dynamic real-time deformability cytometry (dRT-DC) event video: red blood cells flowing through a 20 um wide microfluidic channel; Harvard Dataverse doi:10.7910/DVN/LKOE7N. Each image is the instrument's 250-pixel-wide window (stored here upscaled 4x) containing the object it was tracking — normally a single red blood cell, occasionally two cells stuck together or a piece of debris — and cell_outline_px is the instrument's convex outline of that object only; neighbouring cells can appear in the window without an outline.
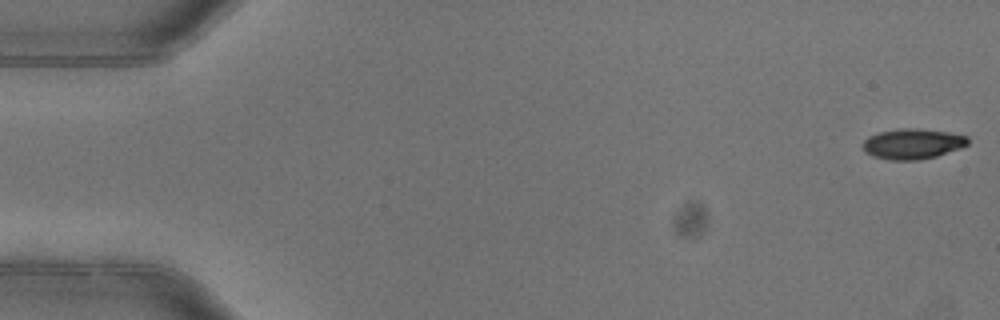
{"species": "common noctule bat (a hibernating species)", "species_latin": "Nyctalus noctula", "temperature_condition": "warm", "stored_images_in_passage": 5, "segment_of_instrument_passage": [1, 2], "camera_frame_rate_fps": 3000, "um_per_image_px": 0.085, "animal": {"sex": "female"}, "frame": {"image": 1, "passage_image": 1, "time_ms": 0.0, "image_size_px": [1000, 320], "cell_outline_px": [[968, 144], [960, 148], [936, 156], [920, 160], [892, 160], [872, 156], [864, 152], [864, 140], [868, 136], [880, 132], [900, 128], [920, 128], [948, 132], [968, 136]], "centroid_in_image_um": [77.57, 12.22], "position_along_channel_um": 7.4, "area_um2": 18.61}}
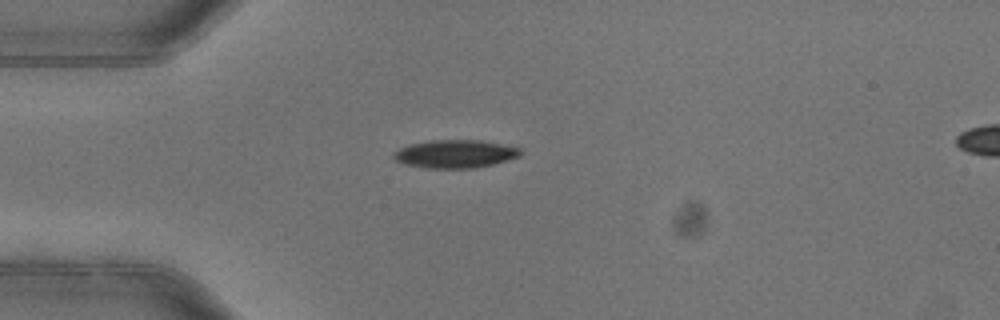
{"frame": {"image": 2, "passage_image": 4, "time_ms": 1.0, "image_size_px": [1000, 320], "cell_outline_px": [[520, 156], [492, 164], [476, 168], [424, 168], [404, 164], [396, 160], [392, 156], [392, 152], [408, 144], [432, 140], [480, 140], [520, 148]], "centroid_in_image_um": [38.63, 13.08], "position_along_channel_um": 46.4, "area_um2": 20.69}}